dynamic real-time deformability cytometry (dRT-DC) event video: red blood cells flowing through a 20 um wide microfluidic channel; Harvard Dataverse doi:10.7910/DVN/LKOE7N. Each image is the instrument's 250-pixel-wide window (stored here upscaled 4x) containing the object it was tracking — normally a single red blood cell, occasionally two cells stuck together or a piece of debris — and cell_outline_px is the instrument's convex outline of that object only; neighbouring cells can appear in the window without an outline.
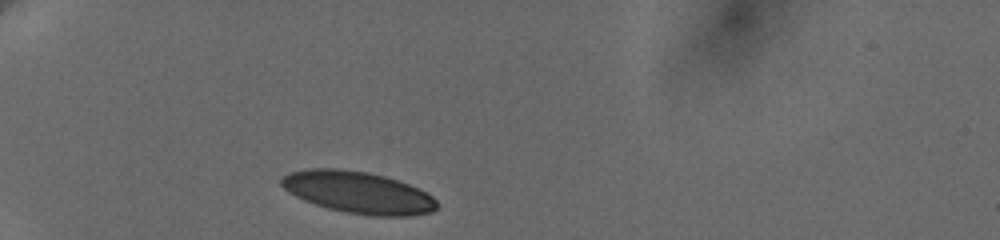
{"species": "human", "species_latin": "Homo sapiens", "temperature_condition": "cold", "stored_images_in_passage": 29, "camera_frame_rate_fps": 3000, "um_per_image_px": 0.085, "donor": {"sex": "female"}, "frame": {"image": 1, "passage_image": 1, "time_ms": 0.0, "image_size_px": [1000, 240], "cell_outline_px": [[436, 208], [432, 212], [412, 216], [372, 216], [344, 212], [328, 208], [304, 200], [288, 192], [280, 184], [280, 180], [288, 172], [308, 168], [340, 168], [368, 172], [384, 176], [408, 184], [432, 196], [436, 200]], "centroid_in_image_um": [30.41, 16.35], "position_along_channel_um": 54.6, "area_um2": 37.92}}
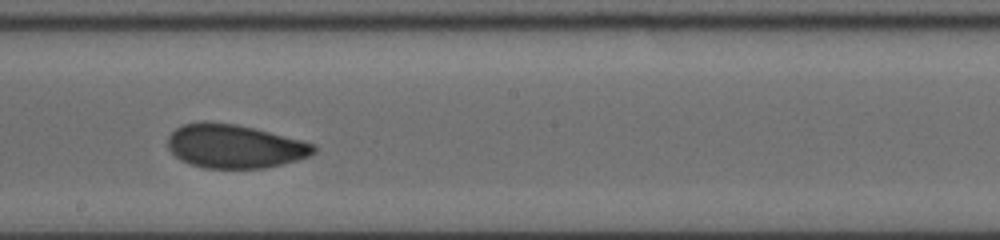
{"frame": {"image": 2, "passage_image": 17, "time_ms": 5.667, "image_size_px": [1000, 240], "cell_outline_px": [[316, 152], [308, 156], [284, 164], [264, 168], [204, 168], [188, 164], [180, 160], [168, 148], [168, 136], [176, 128], [184, 124], [200, 120], [208, 120], [236, 124], [300, 140], [312, 144], [316, 148]], "centroid_in_image_um": [19.88, 12.43], "position_along_channel_um": 228.3, "area_um2": 37.17}}
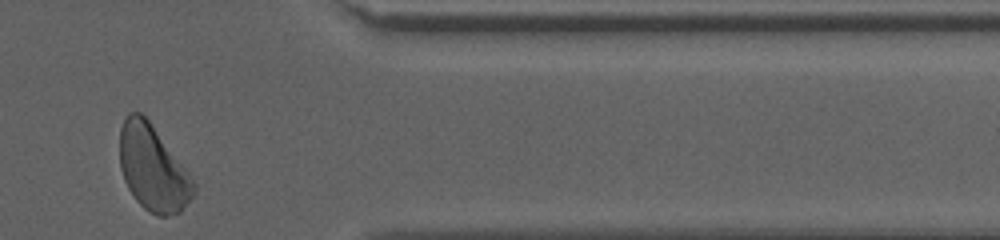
{"frame": {"image": 3, "passage_image": 29, "time_ms": 10.667, "image_size_px": [1000, 240], "cell_outline_px": [[196, 188], [192, 196], [180, 212], [168, 216], [160, 216], [148, 212], [136, 200], [128, 188], [124, 180], [120, 168], [120, 128], [128, 112], [140, 112], [148, 120], [192, 176], [196, 184]], "centroid_in_image_um": [12.99, 14.31], "position_along_channel_um": 398.4, "area_um2": 36.65}, "authors_computed_cell_mechanics": {"area_um2": 37.3966, "velocity_mm_per_s": 3.6318, "shape_relaxation_time_tau1_ms": 6.0738, "shape_relaxation_time_tau2_ms": 1.771, "deformation_change_tau1": 0.1525, "deformation_change_tau2": 0.0673}}